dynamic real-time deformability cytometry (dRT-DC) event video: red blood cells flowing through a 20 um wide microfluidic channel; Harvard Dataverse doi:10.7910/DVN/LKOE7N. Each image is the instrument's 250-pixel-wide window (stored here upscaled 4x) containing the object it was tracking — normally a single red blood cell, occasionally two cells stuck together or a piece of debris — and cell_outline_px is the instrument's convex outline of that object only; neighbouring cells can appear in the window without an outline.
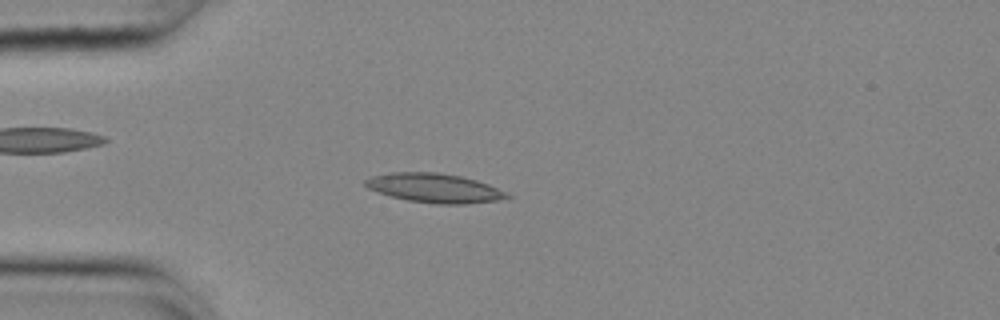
{"species": "common noctule bat (a hibernating species)", "species_latin": "Nyctalus noctula", "temperature_condition": "cold", "stored_images_in_passage": 54, "camera_frame_rate_fps": 3000, "um_per_image_px": 0.085, "animal": {"sex": "female", "body_mass_g": 25.1}, "frame": {"image": 1, "passage_image": 14, "time_ms": 4.333, "image_size_px": [1000, 320], "cell_outline_px": [[512, 196], [496, 200], [468, 204], [436, 204], [408, 200], [392, 196], [368, 188], [364, 184], [364, 180], [372, 176], [392, 172], [436, 172], [460, 176], [476, 180], [488, 184]], "centroid_in_image_um": [36.91, 15.98], "position_along_channel_um": 48.1, "area_um2": 23.76}}
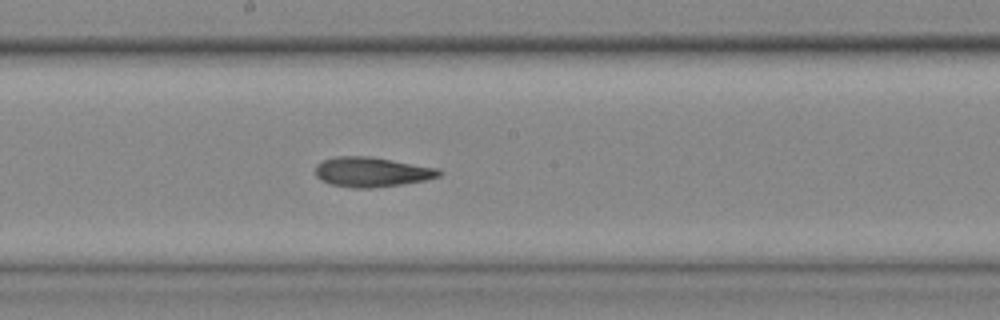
{"frame": {"image": 2, "passage_image": 29, "time_ms": 9.333, "image_size_px": [1000, 320], "cell_outline_px": [[444, 172], [440, 176], [424, 180], [400, 184], [368, 188], [356, 188], [332, 184], [320, 180], [316, 176], [316, 164], [324, 160], [336, 156], [368, 156], [440, 168]], "centroid_in_image_um": [31.61, 14.61], "position_along_channel_um": 216.6, "area_um2": 21.33}}
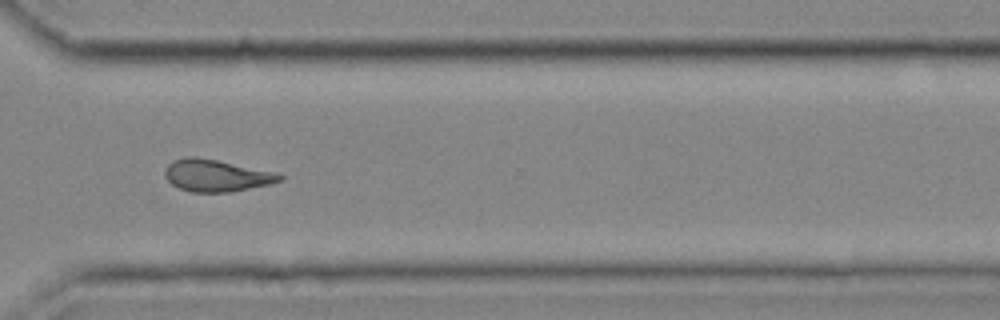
{"frame": {"image": 3, "passage_image": 40, "time_ms": 13.0, "image_size_px": [1000, 320], "cell_outline_px": [[284, 180], [268, 184], [228, 192], [192, 192], [180, 188], [172, 184], [164, 176], [164, 172], [168, 164], [172, 160], [188, 156], [192, 156], [216, 160], [272, 172], [284, 176]], "centroid_in_image_um": [18.33, 14.92], "position_along_channel_um": 352.3, "area_um2": 20.98}, "authors_computed_cell_mechanics": {"area_um2": 21.4727, "velocity_mm_per_s": 3.68, "shape_relaxation_time_tau1_ms": null, "shape_relaxation_time_tau2_ms": 4.9033, "deformation_change_tau1": null, "deformation_change_tau2": 0.1354}}